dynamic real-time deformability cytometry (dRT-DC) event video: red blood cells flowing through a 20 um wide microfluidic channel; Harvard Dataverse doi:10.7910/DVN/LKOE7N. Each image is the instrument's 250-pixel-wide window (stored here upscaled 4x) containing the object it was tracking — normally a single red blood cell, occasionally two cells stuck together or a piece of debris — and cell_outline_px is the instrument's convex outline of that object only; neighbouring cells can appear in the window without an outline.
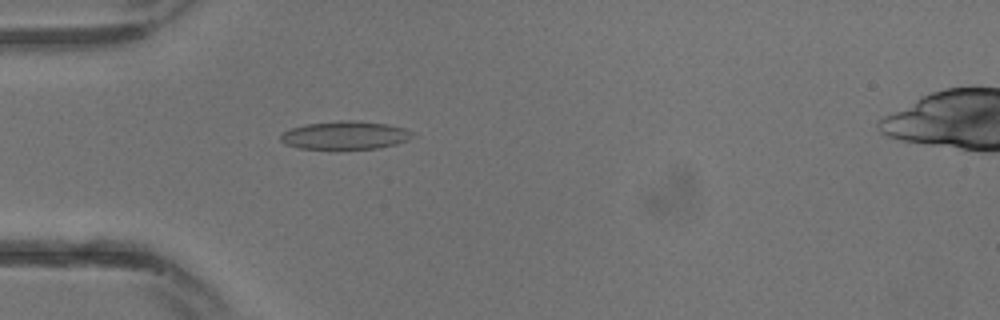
{"species": "common noctule bat (a hibernating species)", "species_latin": "Nyctalus noctula", "temperature_condition": "warm", "stored_images_in_passage": 7, "camera_frame_rate_fps": 3000, "um_per_image_px": 0.085, "animal": {"sex": "male", "body_mass_g": 13.3}, "frame": {"image": 1, "passage_image": 3, "time_ms": 0.667, "image_size_px": [1000, 320], "cell_outline_px": [[412, 136], [408, 140], [396, 144], [380, 148], [336, 152], [300, 148], [284, 144], [280, 140], [280, 136], [284, 132], [292, 128], [304, 124], [340, 120], [352, 120], [388, 124], [404, 128], [412, 132]], "centroid_in_image_um": [29.3, 11.55], "position_along_channel_um": 55.7, "area_um2": 22.6}}
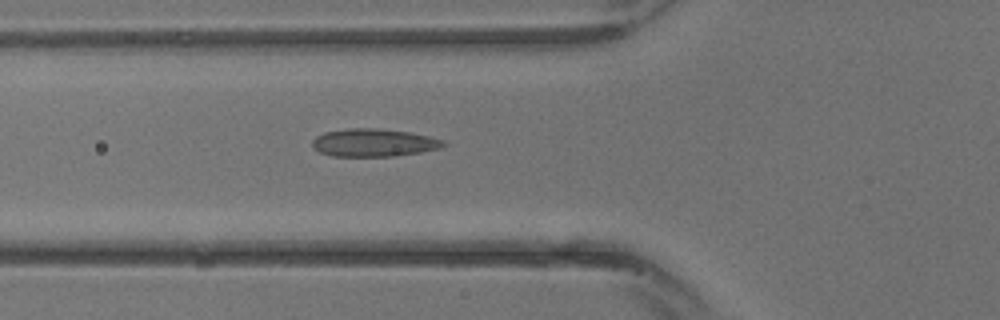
{"frame": {"image": 2, "passage_image": 5, "time_ms": 1.333, "image_size_px": [1000, 320], "cell_outline_px": [[448, 144], [440, 148], [420, 152], [392, 156], [332, 156], [320, 152], [312, 148], [312, 140], [316, 136], [324, 132], [348, 128], [376, 128], [408, 132], [428, 136], [444, 140]], "centroid_in_image_um": [31.74, 12.12], "position_along_channel_um": 94.1, "area_um2": 21.27}}
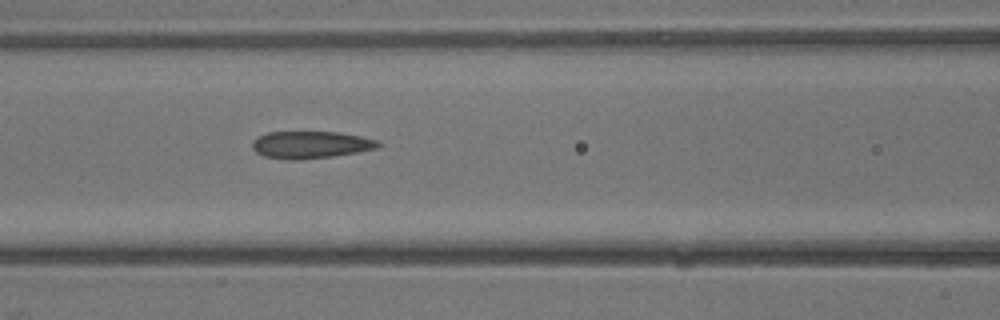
{"frame": {"image": 3, "passage_image": 7, "time_ms": 2.0, "image_size_px": [1000, 320], "cell_outline_px": [[384, 144], [380, 148], [332, 156], [296, 160], [288, 160], [264, 156], [256, 152], [252, 148], [252, 140], [256, 136], [268, 132], [340, 132], [360, 136], [376, 140]], "centroid_in_image_um": [26.4, 12.3], "position_along_channel_um": 140.2, "area_um2": 20.11}}